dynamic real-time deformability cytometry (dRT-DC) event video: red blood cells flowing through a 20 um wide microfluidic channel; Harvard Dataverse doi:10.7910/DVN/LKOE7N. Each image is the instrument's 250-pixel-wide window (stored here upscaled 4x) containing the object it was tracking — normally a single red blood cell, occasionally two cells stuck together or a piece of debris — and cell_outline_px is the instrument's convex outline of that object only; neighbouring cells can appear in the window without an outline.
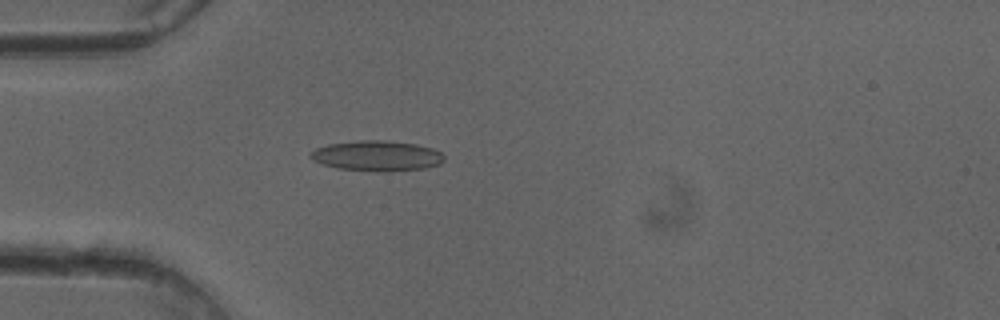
{"species": "common noctule bat (a hibernating species)", "species_latin": "Nyctalus noctula", "temperature_condition": "cold", "stored_images_in_passage": 15, "camera_frame_rate_fps": 3000, "um_per_image_px": 0.085, "animal": {"sex": "female"}, "frame": {"image": 1, "passage_image": 3, "time_ms": 0.667, "image_size_px": [1000, 320], "cell_outline_px": [[444, 160], [440, 164], [424, 168], [388, 172], [376, 172], [336, 168], [320, 164], [312, 160], [308, 156], [308, 152], [316, 148], [328, 144], [360, 140], [384, 140], [416, 144], [432, 148], [440, 152], [444, 156]], "centroid_in_image_um": [31.99, 13.25], "position_along_channel_um": 53.0, "area_um2": 23.99}}